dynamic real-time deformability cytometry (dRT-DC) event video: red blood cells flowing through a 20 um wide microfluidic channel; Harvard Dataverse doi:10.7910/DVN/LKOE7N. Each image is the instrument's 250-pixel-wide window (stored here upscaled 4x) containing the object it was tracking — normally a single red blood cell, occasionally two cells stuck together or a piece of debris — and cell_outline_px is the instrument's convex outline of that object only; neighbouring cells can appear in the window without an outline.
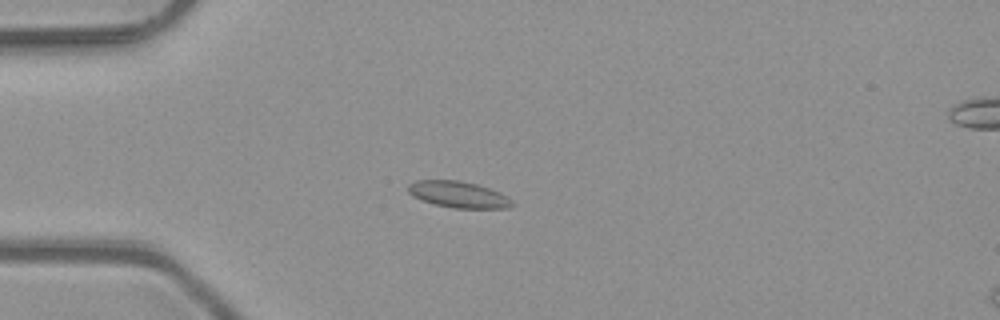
{"species": "common noctule bat (a hibernating species)", "species_latin": "Nyctalus noctula", "temperature_condition": "room temperature", "stored_images_in_passage": 51, "camera_frame_rate_fps": 3000, "um_per_image_px": 0.085, "animal": {"sex": "male", "body_mass_g": 23.1, "forearm_length_mm": 52.7}, "frame": {"image": 1, "passage_image": 14, "time_ms": 4.333, "image_size_px": [1000, 320], "cell_outline_px": [[516, 204], [508, 208], [452, 208], [436, 204], [412, 196], [408, 192], [408, 184], [416, 180], [460, 180], [476, 184], [488, 188], [512, 200]], "centroid_in_image_um": [38.94, 16.53], "position_along_channel_um": 46.1, "area_um2": 15.78}}
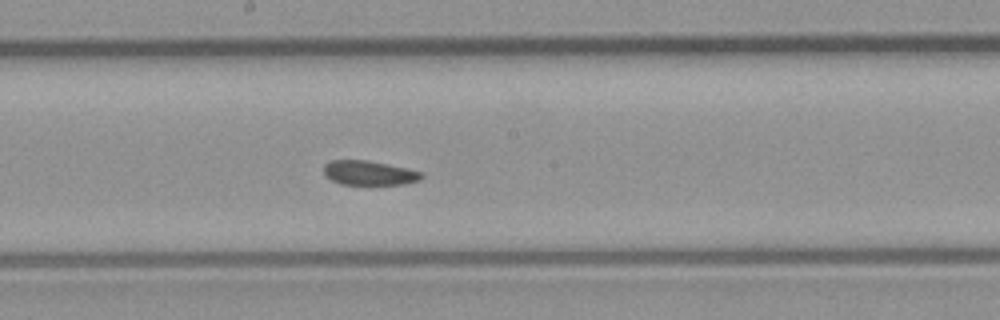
{"frame": {"image": 2, "passage_image": 28, "time_ms": 9.0, "image_size_px": [1000, 320], "cell_outline_px": [[424, 176], [420, 180], [404, 184], [340, 184], [332, 180], [324, 172], [324, 164], [332, 160], [368, 160], [388, 164], [420, 172]], "centroid_in_image_um": [31.37, 14.69], "position_along_channel_um": 216.8, "area_um2": 13.7}}
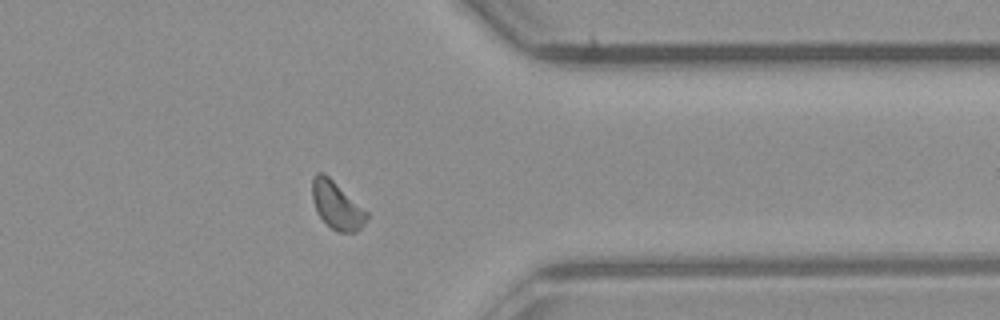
{"frame": {"image": 3, "passage_image": 41, "time_ms": 13.333, "image_size_px": [1000, 320], "cell_outline_px": [[368, 216], [364, 224], [356, 232], [340, 232], [332, 228], [316, 212], [312, 200], [312, 176], [316, 172], [324, 172], [368, 212]], "centroid_in_image_um": [28.6, 17.42], "position_along_channel_um": 382.8, "area_um2": 15.03}, "authors_computed_cell_mechanics": {"area_um2": 14.9124, "velocity_mm_per_s": 4.0633, "shape_relaxation_time_tau1_ms": 9.8523, "shape_relaxation_time_tau2_ms": null, "deformation_change_tau1": 0.0834, "deformation_change_tau2": null}}